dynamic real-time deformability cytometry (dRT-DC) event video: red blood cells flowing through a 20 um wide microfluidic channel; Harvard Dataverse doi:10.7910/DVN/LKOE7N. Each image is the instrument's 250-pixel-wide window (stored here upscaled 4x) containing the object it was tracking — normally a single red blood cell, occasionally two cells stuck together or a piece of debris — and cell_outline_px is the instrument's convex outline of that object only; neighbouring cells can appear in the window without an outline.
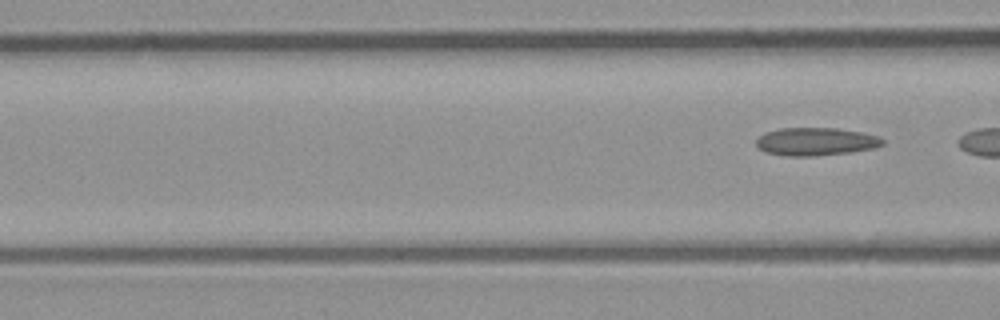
{"species": "common noctule bat (a hibernating species)", "species_latin": "Nyctalus noctula", "temperature_condition": "room temperature", "stored_images_in_passage": 7, "segment_of_instrument_passage": [2, 2], "camera_frame_rate_fps": 3000, "um_per_image_px": 0.085, "animal": {"sex": "male", "body_mass_g": 23.1, "forearm_length_mm": 52.7}, "frame": {"image": 1, "passage_image": 7, "time_ms": 2.0, "image_size_px": [1000, 320], "cell_outline_px": [[884, 144], [872, 148], [852, 152], [812, 156], [792, 156], [764, 152], [756, 144], [756, 140], [764, 132], [780, 128], [836, 128], [860, 132], [876, 136], [884, 140]], "centroid_in_image_um": [69.32, 12.03], "position_along_channel_um": 97.3, "area_um2": 20.4}}